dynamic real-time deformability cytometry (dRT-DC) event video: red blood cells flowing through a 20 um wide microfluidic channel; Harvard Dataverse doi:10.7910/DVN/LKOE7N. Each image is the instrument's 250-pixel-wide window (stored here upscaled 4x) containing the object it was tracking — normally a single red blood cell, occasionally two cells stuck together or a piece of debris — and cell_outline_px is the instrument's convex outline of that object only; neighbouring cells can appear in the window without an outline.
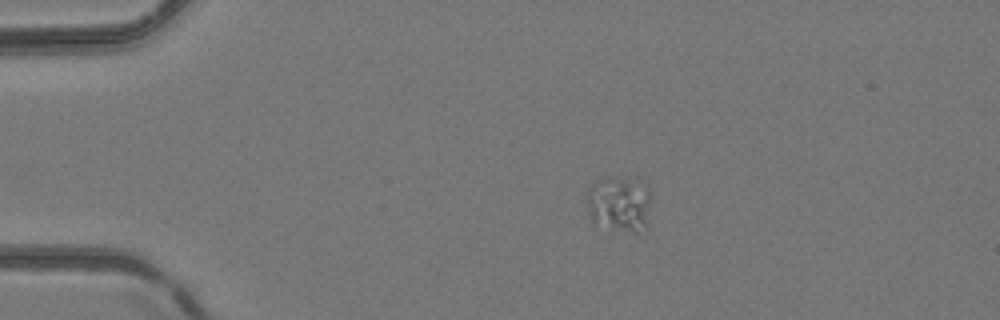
{"species": "common noctule bat (a hibernating species)", "species_latin": "Nyctalus noctula", "temperature_condition": "room temperature", "stored_images_in_passage": 4, "camera_frame_rate_fps": 3000, "um_per_image_px": 0.085, "animal": {"sex": "female", "body_mass_g": 24.6, "forearm_length_mm": 56.2}, "frame": {"image": 1, "passage_image": 2, "time_ms": 0.333, "image_size_px": [1000, 320], "cell_outline_px": [[648, 236], [640, 236], [592, 220], [588, 212], [588, 192], [592, 184], [596, 180], [604, 176], [636, 176], [644, 180], [648, 184]], "centroid_in_image_um": [52.74, 17.29], "position_along_channel_um": 32.3, "area_um2": 21.73}}
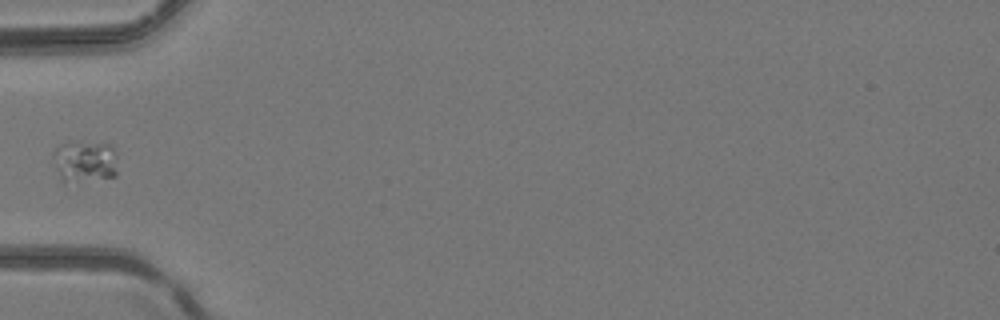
{"frame": {"image": 2, "passage_image": 4, "time_ms": 1.0, "image_size_px": [1000, 320], "cell_outline_px": [[116, 176], [64, 184], [52, 160], [52, 152], [60, 144], [80, 140], [108, 144], [116, 152]], "centroid_in_image_um": [7.17, 13.7], "position_along_channel_um": 77.8, "area_um2": 16.18}}